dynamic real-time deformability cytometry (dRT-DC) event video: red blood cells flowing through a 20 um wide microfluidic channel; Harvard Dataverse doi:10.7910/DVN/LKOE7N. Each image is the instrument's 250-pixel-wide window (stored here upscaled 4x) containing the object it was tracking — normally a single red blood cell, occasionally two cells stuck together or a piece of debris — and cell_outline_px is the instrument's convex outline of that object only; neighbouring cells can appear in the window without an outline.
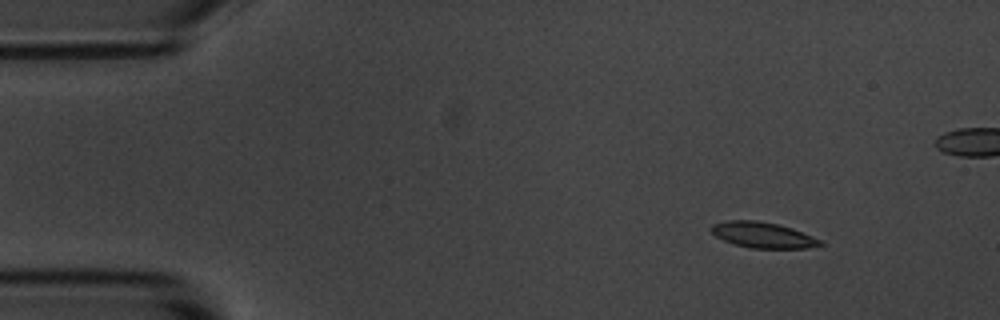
{"species": "common noctule bat (a hibernating species)", "species_latin": "Nyctalus noctula", "temperature_condition": "room temperature", "stored_images_in_passage": 5, "camera_frame_rate_fps": 3000, "um_per_image_px": 0.085, "animal": {"sex": "male", "body_mass_g": 20.1, "forearm_length_mm": 53.5}, "frame": {"image": 1, "passage_image": 1, "time_ms": 0.0, "image_size_px": [1000, 320], "cell_outline_px": [[824, 244], [808, 248], [748, 248], [724, 240], [716, 236], [708, 228], [712, 224], [728, 220], [756, 220], [776, 224], [792, 228], [812, 236], [820, 240]], "centroid_in_image_um": [64.81, 19.97], "position_along_channel_um": 20.2, "area_um2": 16.24}}